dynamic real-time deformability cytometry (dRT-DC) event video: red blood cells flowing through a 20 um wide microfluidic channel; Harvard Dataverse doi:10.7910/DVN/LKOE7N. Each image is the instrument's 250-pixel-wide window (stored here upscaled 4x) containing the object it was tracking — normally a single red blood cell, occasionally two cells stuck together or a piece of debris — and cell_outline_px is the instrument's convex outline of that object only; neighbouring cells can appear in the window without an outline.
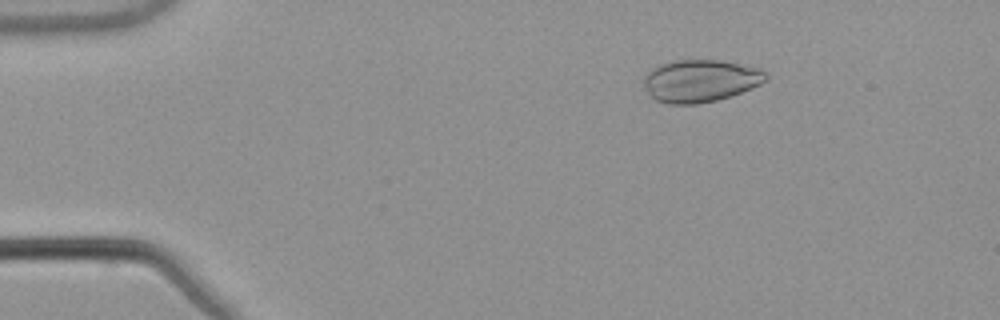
{"species": "common noctule bat (a hibernating species)", "species_latin": "Nyctalus noctula", "temperature_condition": "warm", "stored_images_in_passage": 54, "camera_frame_rate_fps": 3000, "um_per_image_px": 0.085, "animal": {"sex": "male", "body_mass_g": 21.5, "forearm_length_mm": 52.0}, "frame": {"image": 1, "passage_image": 9, "time_ms": 2.667, "image_size_px": [1000, 320], "cell_outline_px": [[768, 80], [752, 88], [716, 100], [696, 104], [668, 104], [656, 100], [648, 92], [644, 84], [644, 76], [652, 68], [660, 64], [676, 60], [720, 60], [760, 68], [768, 76]], "centroid_in_image_um": [59.53, 6.86], "position_along_channel_um": 25.5, "area_um2": 30.0}}
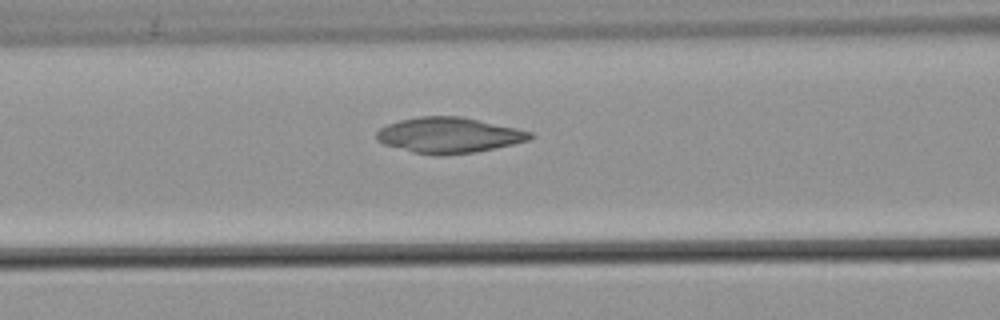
{"frame": {"image": 2, "passage_image": 23, "time_ms": 7.333, "image_size_px": [1000, 320], "cell_outline_px": [[532, 136], [528, 140], [512, 144], [476, 152], [412, 152], [384, 144], [376, 140], [376, 132], [380, 128], [388, 124], [400, 120], [420, 116], [460, 116], [516, 128], [532, 132]], "centroid_in_image_um": [38.13, 11.45], "position_along_channel_um": 128.5, "area_um2": 30.75}}
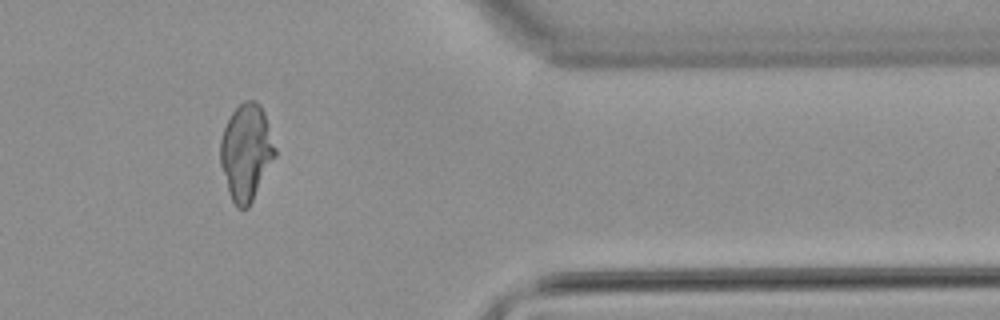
{"frame": {"image": 3, "passage_image": 45, "time_ms": 14.667, "image_size_px": [1000, 320], "cell_outline_px": [[276, 156], [248, 208], [236, 208], [228, 192], [220, 164], [220, 140], [224, 128], [232, 112], [244, 100], [256, 100], [260, 104], [264, 112], [276, 148]], "centroid_in_image_um": [20.92, 12.93], "position_along_channel_um": 390.5, "area_um2": 30.69}}